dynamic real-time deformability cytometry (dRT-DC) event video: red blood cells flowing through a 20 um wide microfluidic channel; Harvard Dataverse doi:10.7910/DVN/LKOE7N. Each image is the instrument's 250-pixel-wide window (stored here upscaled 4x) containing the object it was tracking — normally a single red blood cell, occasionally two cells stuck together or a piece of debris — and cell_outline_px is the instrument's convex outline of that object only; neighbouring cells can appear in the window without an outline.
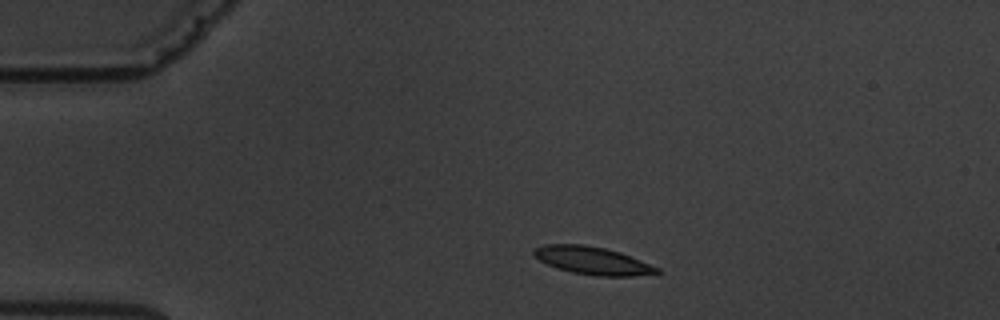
{"species": "common noctule bat (a hibernating species)", "species_latin": "Nyctalus noctula", "temperature_condition": "warm", "stored_images_in_passage": 6, "camera_frame_rate_fps": 3000, "um_per_image_px": 0.085, "animal": {"sex": "male", "body_mass_g": 19.5, "forearm_length_mm": 54.6}, "frame": {"image": 1, "passage_image": 2, "time_ms": 1.0, "image_size_px": [1000, 320], "cell_outline_px": [[664, 272], [632, 276], [596, 276], [572, 272], [556, 268], [540, 260], [532, 252], [536, 248], [544, 244], [584, 244], [604, 248], [620, 252], [660, 268]], "centroid_in_image_um": [50.39, 22.15], "position_along_channel_um": 34.6, "area_um2": 19.83}}
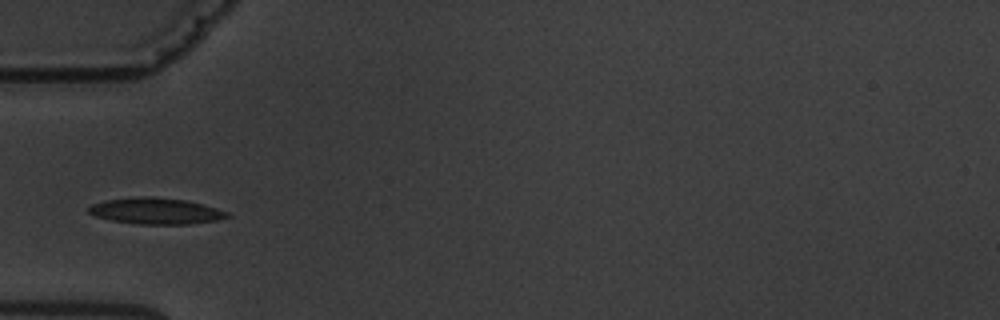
{"frame": {"image": 2, "passage_image": 4, "time_ms": 3.333, "image_size_px": [1000, 320], "cell_outline_px": [[228, 216], [216, 220], [188, 224], [136, 224], [112, 220], [96, 216], [88, 212], [88, 208], [92, 204], [104, 200], [140, 196], [152, 196], [188, 200], [204, 204], [228, 212]], "centroid_in_image_um": [13.23, 17.92], "position_along_channel_um": 71.8, "area_um2": 21.15}}
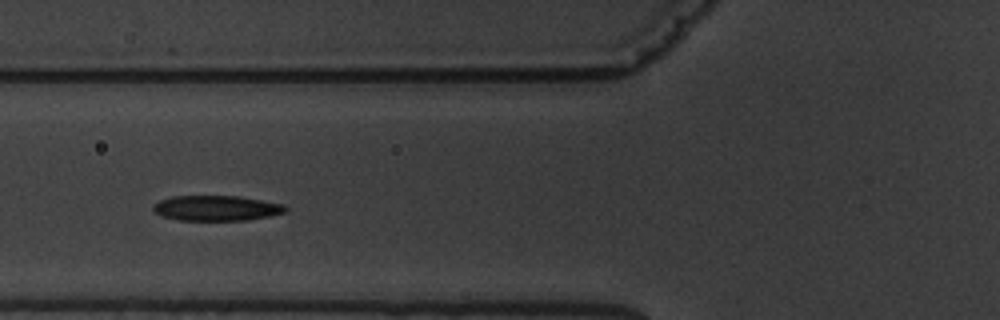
{"frame": {"image": 3, "passage_image": 5, "time_ms": 4.333, "image_size_px": [1000, 320], "cell_outline_px": [[288, 208], [284, 212], [268, 216], [248, 220], [176, 220], [160, 216], [152, 212], [152, 204], [160, 200], [172, 196], [240, 196], [284, 204]], "centroid_in_image_um": [18.33, 17.69], "position_along_channel_um": 107.5, "area_um2": 19.65}}